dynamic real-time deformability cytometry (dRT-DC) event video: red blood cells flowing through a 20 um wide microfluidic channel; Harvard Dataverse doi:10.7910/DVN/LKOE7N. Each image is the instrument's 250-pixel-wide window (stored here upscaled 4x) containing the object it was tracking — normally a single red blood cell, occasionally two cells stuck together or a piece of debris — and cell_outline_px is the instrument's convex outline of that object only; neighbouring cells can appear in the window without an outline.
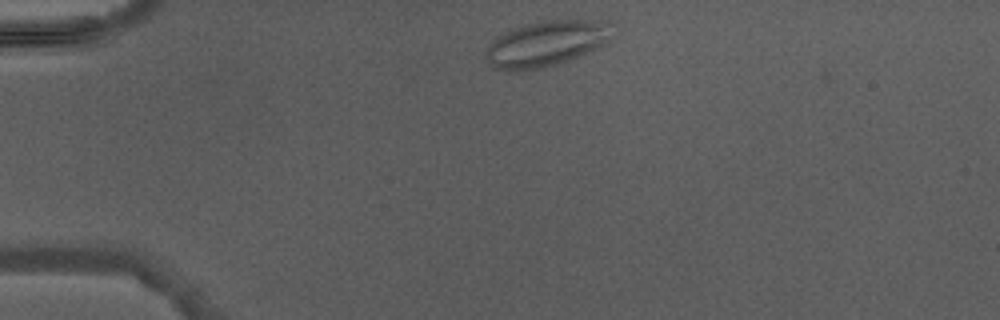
{"species": "Egyptian fruit bat (a non-hibernating species)", "species_latin": "Rousettus aegyptiacus", "temperature_condition": "warm", "stored_images_in_passage": 2, "camera_frame_rate_fps": 3000, "um_per_image_px": 0.085, "animal": {"sex": "male"}, "frame": {"image": 1, "passage_image": 1, "time_ms": 0.0, "image_size_px": [1000, 320], "cell_outline_px": [[616, 36], [604, 44], [568, 60], [556, 64], [528, 72], [512, 72], [492, 68], [484, 52], [488, 44], [492, 40], [504, 32], [524, 24], [544, 20], [612, 20]], "centroid_in_image_um": [46.46, 3.7], "position_along_channel_um": 38.5, "area_um2": 34.45}}